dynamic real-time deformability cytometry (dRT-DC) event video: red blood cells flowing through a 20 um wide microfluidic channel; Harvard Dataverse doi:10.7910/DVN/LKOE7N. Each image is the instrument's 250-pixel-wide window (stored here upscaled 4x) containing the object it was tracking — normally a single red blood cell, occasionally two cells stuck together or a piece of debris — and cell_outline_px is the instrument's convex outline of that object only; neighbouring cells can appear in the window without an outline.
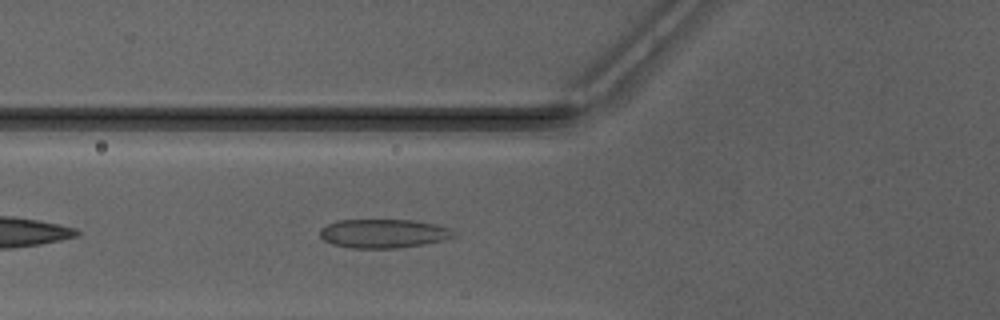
{"species": "Egyptian fruit bat (a non-hibernating species)", "species_latin": "Rousettus aegyptiacus", "temperature_condition": "warm", "stored_images_in_passage": 35, "camera_frame_rate_fps": 3000, "um_per_image_px": 0.085, "animal": {"sex": "male"}, "frame": {"image": 1, "passage_image": 5, "time_ms": 1.333, "image_size_px": [1000, 320], "cell_outline_px": [[456, 236], [444, 240], [424, 244], [396, 248], [348, 248], [332, 244], [324, 240], [320, 236], [320, 228], [336, 220], [412, 220], [436, 224], [452, 228]], "centroid_in_image_um": [32.6, 19.85], "position_along_channel_um": 93.2, "area_um2": 22.66}}
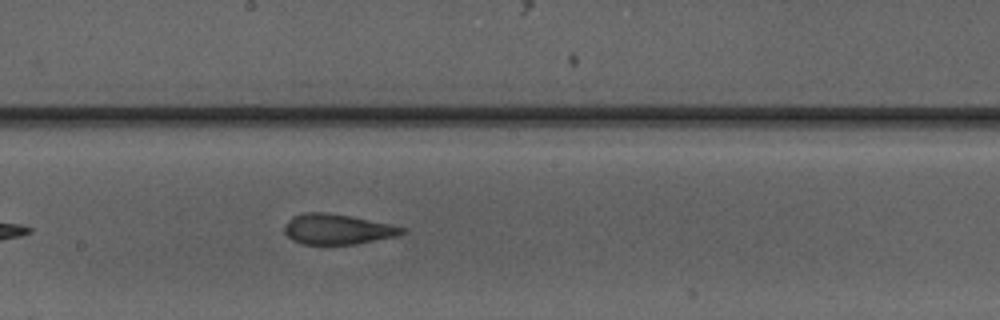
{"frame": {"image": 2, "passage_image": 14, "time_ms": 4.333, "image_size_px": [1000, 320], "cell_outline_px": [[408, 232], [392, 236], [356, 244], [304, 244], [292, 240], [284, 232], [284, 224], [288, 220], [304, 212], [324, 212], [352, 216], [408, 228]], "centroid_in_image_um": [28.67, 19.47], "position_along_channel_um": 219.5, "area_um2": 20.63}}
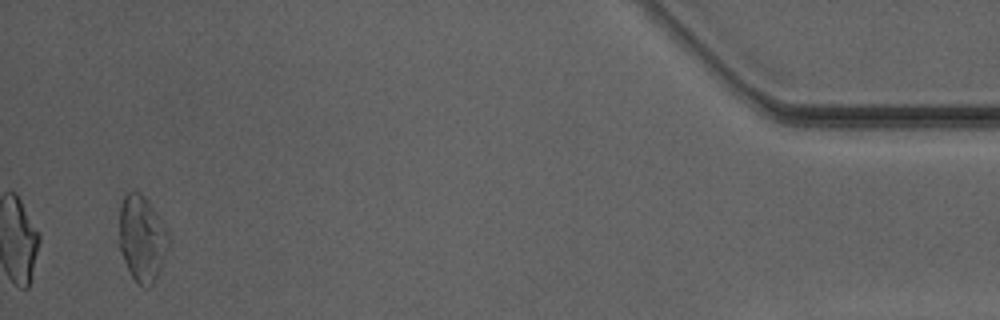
{"frame": {"image": 3, "passage_image": 34, "time_ms": 11.0, "image_size_px": [1000, 320], "cell_outline_px": [[168, 244], [156, 280], [148, 288], [144, 288], [136, 284], [128, 272], [116, 244], [120, 204], [124, 192], [140, 192], [144, 196], [168, 232]], "centroid_in_image_um": [11.97, 20.31], "position_along_channel_um": 423.2, "area_um2": 25.32}, "authors_computed_cell_mechanics": {"area_um2": 21.7906, "velocity_mm_per_s": 4.1939, "shape_relaxation_time_tau1_ms": null, "shape_relaxation_time_tau2_ms": 1.2612, "deformation_change_tau1": null, "deformation_change_tau2": 0.0892}}